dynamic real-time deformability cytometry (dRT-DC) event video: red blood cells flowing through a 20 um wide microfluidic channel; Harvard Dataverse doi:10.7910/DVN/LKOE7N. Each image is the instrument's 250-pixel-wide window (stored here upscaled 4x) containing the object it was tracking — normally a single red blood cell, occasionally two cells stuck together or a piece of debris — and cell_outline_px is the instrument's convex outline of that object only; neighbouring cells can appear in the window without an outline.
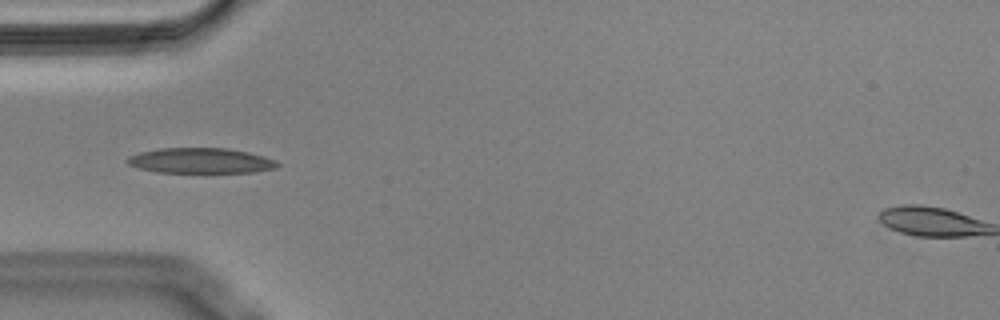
{"species": "Egyptian fruit bat (a non-hibernating species)", "species_latin": "Rousettus aegyptiacus", "temperature_condition": "cold", "stored_images_in_passage": 15, "camera_frame_rate_fps": 3000, "um_per_image_px": 0.085, "animal": {"sex": "male"}, "frame": {"image": 1, "passage_image": 3, "time_ms": 0.667, "image_size_px": [1000, 320], "cell_outline_px": [[280, 164], [276, 168], [252, 172], [156, 172], [140, 168], [128, 164], [124, 160], [128, 156], [140, 152], [160, 148], [228, 148], [248, 152], [264, 156], [276, 160]], "centroid_in_image_um": [17.05, 13.65], "position_along_channel_um": 67.9, "area_um2": 22.14}}
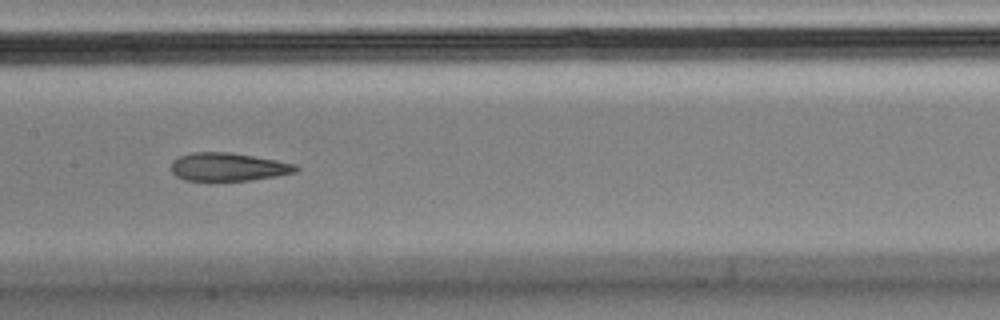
{"frame": {"image": 2, "passage_image": 13, "time_ms": 4.0, "image_size_px": [1000, 320], "cell_outline_px": [[300, 168], [296, 172], [276, 176], [252, 180], [212, 184], [184, 180], [176, 176], [172, 172], [172, 160], [180, 156], [192, 152], [232, 152], [276, 160], [296, 164]], "centroid_in_image_um": [19.36, 14.23], "position_along_channel_um": 188.0, "area_um2": 21.44}}